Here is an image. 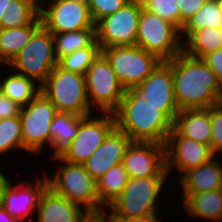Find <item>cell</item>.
Instances as JSON below:
<instances>
[{"label": "cell", "mask_w": 222, "mask_h": 222, "mask_svg": "<svg viewBox=\"0 0 222 222\" xmlns=\"http://www.w3.org/2000/svg\"><path fill=\"white\" fill-rule=\"evenodd\" d=\"M56 113V107L41 92L28 105L22 107L19 118L24 151L34 155L42 153L46 144L51 147L49 128Z\"/></svg>", "instance_id": "10"}, {"label": "cell", "mask_w": 222, "mask_h": 222, "mask_svg": "<svg viewBox=\"0 0 222 222\" xmlns=\"http://www.w3.org/2000/svg\"><path fill=\"white\" fill-rule=\"evenodd\" d=\"M128 180L123 163L111 167L96 181L100 204L108 208L122 194Z\"/></svg>", "instance_id": "26"}, {"label": "cell", "mask_w": 222, "mask_h": 222, "mask_svg": "<svg viewBox=\"0 0 222 222\" xmlns=\"http://www.w3.org/2000/svg\"><path fill=\"white\" fill-rule=\"evenodd\" d=\"M55 58H60L76 50L91 46L96 41V28H88L63 33H52Z\"/></svg>", "instance_id": "27"}, {"label": "cell", "mask_w": 222, "mask_h": 222, "mask_svg": "<svg viewBox=\"0 0 222 222\" xmlns=\"http://www.w3.org/2000/svg\"><path fill=\"white\" fill-rule=\"evenodd\" d=\"M115 127L132 142L165 144L173 123L156 107L127 88L119 107L113 112Z\"/></svg>", "instance_id": "2"}, {"label": "cell", "mask_w": 222, "mask_h": 222, "mask_svg": "<svg viewBox=\"0 0 222 222\" xmlns=\"http://www.w3.org/2000/svg\"><path fill=\"white\" fill-rule=\"evenodd\" d=\"M202 59L215 73L222 85V48L207 53Z\"/></svg>", "instance_id": "39"}, {"label": "cell", "mask_w": 222, "mask_h": 222, "mask_svg": "<svg viewBox=\"0 0 222 222\" xmlns=\"http://www.w3.org/2000/svg\"><path fill=\"white\" fill-rule=\"evenodd\" d=\"M130 0H87L93 22L109 16L121 9Z\"/></svg>", "instance_id": "34"}, {"label": "cell", "mask_w": 222, "mask_h": 222, "mask_svg": "<svg viewBox=\"0 0 222 222\" xmlns=\"http://www.w3.org/2000/svg\"><path fill=\"white\" fill-rule=\"evenodd\" d=\"M136 45L162 61L172 60L183 51L180 30L143 8L138 21Z\"/></svg>", "instance_id": "7"}, {"label": "cell", "mask_w": 222, "mask_h": 222, "mask_svg": "<svg viewBox=\"0 0 222 222\" xmlns=\"http://www.w3.org/2000/svg\"><path fill=\"white\" fill-rule=\"evenodd\" d=\"M84 117L70 113L57 112L49 128L51 137V148L53 154L57 155L64 147L72 142L79 129V122Z\"/></svg>", "instance_id": "25"}, {"label": "cell", "mask_w": 222, "mask_h": 222, "mask_svg": "<svg viewBox=\"0 0 222 222\" xmlns=\"http://www.w3.org/2000/svg\"><path fill=\"white\" fill-rule=\"evenodd\" d=\"M3 171L0 169V185L4 182L6 176L5 173H2Z\"/></svg>", "instance_id": "44"}, {"label": "cell", "mask_w": 222, "mask_h": 222, "mask_svg": "<svg viewBox=\"0 0 222 222\" xmlns=\"http://www.w3.org/2000/svg\"><path fill=\"white\" fill-rule=\"evenodd\" d=\"M220 1V4H221V11H222V0H219Z\"/></svg>", "instance_id": "46"}, {"label": "cell", "mask_w": 222, "mask_h": 222, "mask_svg": "<svg viewBox=\"0 0 222 222\" xmlns=\"http://www.w3.org/2000/svg\"><path fill=\"white\" fill-rule=\"evenodd\" d=\"M88 102L99 113H113L126 89L119 82L111 64L100 53L85 73Z\"/></svg>", "instance_id": "8"}, {"label": "cell", "mask_w": 222, "mask_h": 222, "mask_svg": "<svg viewBox=\"0 0 222 222\" xmlns=\"http://www.w3.org/2000/svg\"><path fill=\"white\" fill-rule=\"evenodd\" d=\"M206 1L207 0H177L180 14V31L189 19L202 8Z\"/></svg>", "instance_id": "36"}, {"label": "cell", "mask_w": 222, "mask_h": 222, "mask_svg": "<svg viewBox=\"0 0 222 222\" xmlns=\"http://www.w3.org/2000/svg\"><path fill=\"white\" fill-rule=\"evenodd\" d=\"M22 106L0 92V120L19 116Z\"/></svg>", "instance_id": "38"}, {"label": "cell", "mask_w": 222, "mask_h": 222, "mask_svg": "<svg viewBox=\"0 0 222 222\" xmlns=\"http://www.w3.org/2000/svg\"><path fill=\"white\" fill-rule=\"evenodd\" d=\"M13 149L23 150L22 128L19 116L0 120V157Z\"/></svg>", "instance_id": "32"}, {"label": "cell", "mask_w": 222, "mask_h": 222, "mask_svg": "<svg viewBox=\"0 0 222 222\" xmlns=\"http://www.w3.org/2000/svg\"><path fill=\"white\" fill-rule=\"evenodd\" d=\"M181 205L188 216L211 221L222 220V189L191 194Z\"/></svg>", "instance_id": "22"}, {"label": "cell", "mask_w": 222, "mask_h": 222, "mask_svg": "<svg viewBox=\"0 0 222 222\" xmlns=\"http://www.w3.org/2000/svg\"><path fill=\"white\" fill-rule=\"evenodd\" d=\"M222 48V27L196 30L184 43L183 51L194 58Z\"/></svg>", "instance_id": "28"}, {"label": "cell", "mask_w": 222, "mask_h": 222, "mask_svg": "<svg viewBox=\"0 0 222 222\" xmlns=\"http://www.w3.org/2000/svg\"><path fill=\"white\" fill-rule=\"evenodd\" d=\"M108 210L109 208L107 207L85 210L78 219V222H114Z\"/></svg>", "instance_id": "37"}, {"label": "cell", "mask_w": 222, "mask_h": 222, "mask_svg": "<svg viewBox=\"0 0 222 222\" xmlns=\"http://www.w3.org/2000/svg\"><path fill=\"white\" fill-rule=\"evenodd\" d=\"M11 0H0V21L6 14V9L10 7Z\"/></svg>", "instance_id": "42"}, {"label": "cell", "mask_w": 222, "mask_h": 222, "mask_svg": "<svg viewBox=\"0 0 222 222\" xmlns=\"http://www.w3.org/2000/svg\"><path fill=\"white\" fill-rule=\"evenodd\" d=\"M212 135L210 148L217 156L222 153V102L210 107Z\"/></svg>", "instance_id": "35"}, {"label": "cell", "mask_w": 222, "mask_h": 222, "mask_svg": "<svg viewBox=\"0 0 222 222\" xmlns=\"http://www.w3.org/2000/svg\"><path fill=\"white\" fill-rule=\"evenodd\" d=\"M164 145L166 170L169 175L172 171H178L176 179L181 177V173L207 163L216 156L209 145L182 136L174 127Z\"/></svg>", "instance_id": "16"}, {"label": "cell", "mask_w": 222, "mask_h": 222, "mask_svg": "<svg viewBox=\"0 0 222 222\" xmlns=\"http://www.w3.org/2000/svg\"><path fill=\"white\" fill-rule=\"evenodd\" d=\"M101 53L125 89L142 83L162 62L137 45L104 48Z\"/></svg>", "instance_id": "9"}, {"label": "cell", "mask_w": 222, "mask_h": 222, "mask_svg": "<svg viewBox=\"0 0 222 222\" xmlns=\"http://www.w3.org/2000/svg\"><path fill=\"white\" fill-rule=\"evenodd\" d=\"M159 214H150L144 217H137L131 219H113L114 222H159Z\"/></svg>", "instance_id": "40"}, {"label": "cell", "mask_w": 222, "mask_h": 222, "mask_svg": "<svg viewBox=\"0 0 222 222\" xmlns=\"http://www.w3.org/2000/svg\"><path fill=\"white\" fill-rule=\"evenodd\" d=\"M129 178L168 177L165 145L131 142L123 158Z\"/></svg>", "instance_id": "17"}, {"label": "cell", "mask_w": 222, "mask_h": 222, "mask_svg": "<svg viewBox=\"0 0 222 222\" xmlns=\"http://www.w3.org/2000/svg\"><path fill=\"white\" fill-rule=\"evenodd\" d=\"M42 25L51 33H63L96 28L87 2L82 0H53L39 13Z\"/></svg>", "instance_id": "15"}, {"label": "cell", "mask_w": 222, "mask_h": 222, "mask_svg": "<svg viewBox=\"0 0 222 222\" xmlns=\"http://www.w3.org/2000/svg\"><path fill=\"white\" fill-rule=\"evenodd\" d=\"M181 176L178 179L182 189L181 204L191 194L222 189V166L218 156L207 163L185 171Z\"/></svg>", "instance_id": "19"}, {"label": "cell", "mask_w": 222, "mask_h": 222, "mask_svg": "<svg viewBox=\"0 0 222 222\" xmlns=\"http://www.w3.org/2000/svg\"><path fill=\"white\" fill-rule=\"evenodd\" d=\"M141 11V1L130 0L117 12L100 19L95 24L100 49L136 45Z\"/></svg>", "instance_id": "11"}, {"label": "cell", "mask_w": 222, "mask_h": 222, "mask_svg": "<svg viewBox=\"0 0 222 222\" xmlns=\"http://www.w3.org/2000/svg\"><path fill=\"white\" fill-rule=\"evenodd\" d=\"M29 2H31L39 11H41L45 5V3L43 1L45 0H28ZM48 1V0H47ZM53 0H49L48 2H52Z\"/></svg>", "instance_id": "43"}, {"label": "cell", "mask_w": 222, "mask_h": 222, "mask_svg": "<svg viewBox=\"0 0 222 222\" xmlns=\"http://www.w3.org/2000/svg\"><path fill=\"white\" fill-rule=\"evenodd\" d=\"M2 78L0 92L22 107L28 105L41 92V86L25 75L11 71Z\"/></svg>", "instance_id": "24"}, {"label": "cell", "mask_w": 222, "mask_h": 222, "mask_svg": "<svg viewBox=\"0 0 222 222\" xmlns=\"http://www.w3.org/2000/svg\"><path fill=\"white\" fill-rule=\"evenodd\" d=\"M166 178L169 180L170 176L129 178L122 194L108 207L112 219H131L158 214L160 195L164 192V185L166 187V183L169 182Z\"/></svg>", "instance_id": "3"}, {"label": "cell", "mask_w": 222, "mask_h": 222, "mask_svg": "<svg viewBox=\"0 0 222 222\" xmlns=\"http://www.w3.org/2000/svg\"><path fill=\"white\" fill-rule=\"evenodd\" d=\"M131 88L174 123L180 109L175 98L172 60L162 61L142 83Z\"/></svg>", "instance_id": "14"}, {"label": "cell", "mask_w": 222, "mask_h": 222, "mask_svg": "<svg viewBox=\"0 0 222 222\" xmlns=\"http://www.w3.org/2000/svg\"><path fill=\"white\" fill-rule=\"evenodd\" d=\"M114 128L115 117L113 113H100L99 118L91 115L86 116L79 122L75 139L57 155L66 162L83 164Z\"/></svg>", "instance_id": "12"}, {"label": "cell", "mask_w": 222, "mask_h": 222, "mask_svg": "<svg viewBox=\"0 0 222 222\" xmlns=\"http://www.w3.org/2000/svg\"><path fill=\"white\" fill-rule=\"evenodd\" d=\"M0 222H18L14 217L10 216L7 211L0 205Z\"/></svg>", "instance_id": "41"}, {"label": "cell", "mask_w": 222, "mask_h": 222, "mask_svg": "<svg viewBox=\"0 0 222 222\" xmlns=\"http://www.w3.org/2000/svg\"><path fill=\"white\" fill-rule=\"evenodd\" d=\"M36 210L37 222H78L85 211L79 205L54 193L49 187L42 194Z\"/></svg>", "instance_id": "20"}, {"label": "cell", "mask_w": 222, "mask_h": 222, "mask_svg": "<svg viewBox=\"0 0 222 222\" xmlns=\"http://www.w3.org/2000/svg\"><path fill=\"white\" fill-rule=\"evenodd\" d=\"M218 156V158H220V161H221V166H222V153L220 154V155H217Z\"/></svg>", "instance_id": "45"}, {"label": "cell", "mask_w": 222, "mask_h": 222, "mask_svg": "<svg viewBox=\"0 0 222 222\" xmlns=\"http://www.w3.org/2000/svg\"><path fill=\"white\" fill-rule=\"evenodd\" d=\"M172 74L180 110L209 108L222 102V85L202 58L182 51L172 59Z\"/></svg>", "instance_id": "1"}, {"label": "cell", "mask_w": 222, "mask_h": 222, "mask_svg": "<svg viewBox=\"0 0 222 222\" xmlns=\"http://www.w3.org/2000/svg\"><path fill=\"white\" fill-rule=\"evenodd\" d=\"M132 140L116 127L108 134L104 142L83 163L85 170L97 181L111 167L123 162L126 150Z\"/></svg>", "instance_id": "18"}, {"label": "cell", "mask_w": 222, "mask_h": 222, "mask_svg": "<svg viewBox=\"0 0 222 222\" xmlns=\"http://www.w3.org/2000/svg\"><path fill=\"white\" fill-rule=\"evenodd\" d=\"M43 173L42 178L32 180L35 183L23 180L13 186L7 176L0 185V205L18 222H24V219H29L36 212L41 196L48 188L45 170Z\"/></svg>", "instance_id": "13"}, {"label": "cell", "mask_w": 222, "mask_h": 222, "mask_svg": "<svg viewBox=\"0 0 222 222\" xmlns=\"http://www.w3.org/2000/svg\"><path fill=\"white\" fill-rule=\"evenodd\" d=\"M101 53L97 40L89 47L79 49L57 61V65L70 72L85 75L93 61Z\"/></svg>", "instance_id": "31"}, {"label": "cell", "mask_w": 222, "mask_h": 222, "mask_svg": "<svg viewBox=\"0 0 222 222\" xmlns=\"http://www.w3.org/2000/svg\"><path fill=\"white\" fill-rule=\"evenodd\" d=\"M40 88L57 112H70L86 117L94 110L88 102L83 74L66 71L56 65Z\"/></svg>", "instance_id": "4"}, {"label": "cell", "mask_w": 222, "mask_h": 222, "mask_svg": "<svg viewBox=\"0 0 222 222\" xmlns=\"http://www.w3.org/2000/svg\"><path fill=\"white\" fill-rule=\"evenodd\" d=\"M173 127L182 136L210 146L212 135L210 107L180 110Z\"/></svg>", "instance_id": "21"}, {"label": "cell", "mask_w": 222, "mask_h": 222, "mask_svg": "<svg viewBox=\"0 0 222 222\" xmlns=\"http://www.w3.org/2000/svg\"><path fill=\"white\" fill-rule=\"evenodd\" d=\"M56 65L53 35L41 25L6 66L13 67L12 71L33 79L41 86Z\"/></svg>", "instance_id": "6"}, {"label": "cell", "mask_w": 222, "mask_h": 222, "mask_svg": "<svg viewBox=\"0 0 222 222\" xmlns=\"http://www.w3.org/2000/svg\"><path fill=\"white\" fill-rule=\"evenodd\" d=\"M142 8L157 14L180 30V14L177 0H140Z\"/></svg>", "instance_id": "33"}, {"label": "cell", "mask_w": 222, "mask_h": 222, "mask_svg": "<svg viewBox=\"0 0 222 222\" xmlns=\"http://www.w3.org/2000/svg\"><path fill=\"white\" fill-rule=\"evenodd\" d=\"M51 157L59 162L53 177L46 174L48 187L54 193L85 210L103 207L98 200L96 181L85 170L83 164L66 162L58 155H51Z\"/></svg>", "instance_id": "5"}, {"label": "cell", "mask_w": 222, "mask_h": 222, "mask_svg": "<svg viewBox=\"0 0 222 222\" xmlns=\"http://www.w3.org/2000/svg\"><path fill=\"white\" fill-rule=\"evenodd\" d=\"M206 27H222V11L219 0H207L202 8L189 19L180 31L182 42L184 43L196 30Z\"/></svg>", "instance_id": "29"}, {"label": "cell", "mask_w": 222, "mask_h": 222, "mask_svg": "<svg viewBox=\"0 0 222 222\" xmlns=\"http://www.w3.org/2000/svg\"><path fill=\"white\" fill-rule=\"evenodd\" d=\"M42 25L39 16L32 24L16 28H0V65L5 66L29 42L33 33Z\"/></svg>", "instance_id": "23"}, {"label": "cell", "mask_w": 222, "mask_h": 222, "mask_svg": "<svg viewBox=\"0 0 222 222\" xmlns=\"http://www.w3.org/2000/svg\"><path fill=\"white\" fill-rule=\"evenodd\" d=\"M40 11L28 0H11L10 7L1 18L0 28L9 29L32 24Z\"/></svg>", "instance_id": "30"}]
</instances>
